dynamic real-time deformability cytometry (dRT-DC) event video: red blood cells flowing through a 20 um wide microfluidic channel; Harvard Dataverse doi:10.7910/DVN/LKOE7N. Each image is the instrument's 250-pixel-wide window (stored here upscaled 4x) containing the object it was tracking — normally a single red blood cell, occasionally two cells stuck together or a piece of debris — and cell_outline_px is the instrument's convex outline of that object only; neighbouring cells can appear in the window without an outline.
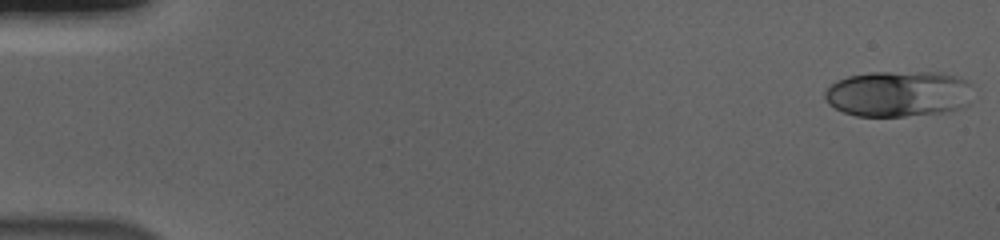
{"species": "human", "species_latin": "Homo sapiens", "temperature_condition": "cold", "stored_images_in_passage": 55, "camera_frame_rate_fps": 3000, "um_per_image_px": 0.085, "donor": {"sex": "male"}, "frame": {"image": 1, "passage_image": 1, "time_ms": 0.0, "image_size_px": [1000, 240], "cell_outline_px": [[968, 104], [964, 108], [948, 112], [904, 116], [856, 116], [844, 112], [828, 104], [824, 96], [824, 92], [836, 80], [848, 76], [868, 72], [940, 72], [960, 76], [968, 84]], "centroid_in_image_um": [76.34, 7.97], "position_along_channel_um": 8.7, "area_um2": 39.82}}
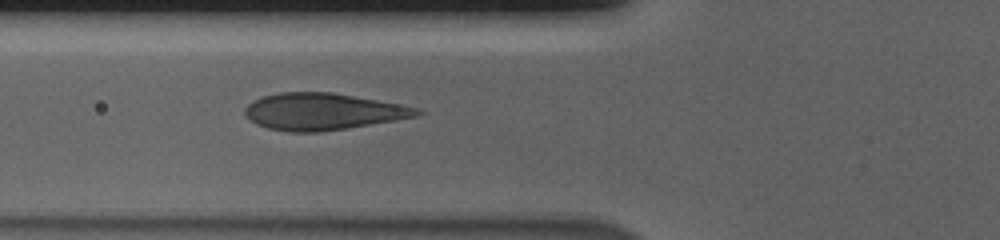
{"frame": {"image": 2, "passage_image": 21, "time_ms": 6.667, "image_size_px": [1000, 240], "cell_outline_px": [[424, 112], [416, 116], [396, 120], [348, 128], [320, 132], [288, 132], [268, 128], [256, 124], [244, 116], [244, 108], [252, 100], [264, 96], [280, 92], [332, 92], [400, 104], [416, 108]], "centroid_in_image_um": [27.39, 9.49], "position_along_channel_um": 98.4, "area_um2": 36.88}}
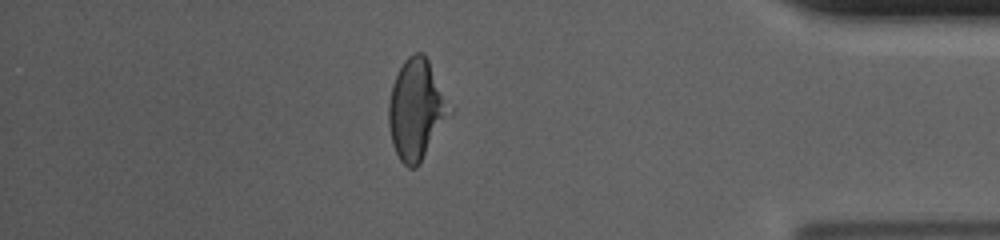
{"frame": {"image": 3, "passage_image": 48, "time_ms": 15.667, "image_size_px": [1000, 240], "cell_outline_px": [[452, 112], [420, 164], [416, 168], [408, 168], [400, 160], [392, 144], [388, 124], [388, 104], [392, 84], [404, 60], [412, 52], [424, 52], [452, 108]], "centroid_in_image_um": [35.38, 9.32], "position_along_channel_um": 399.8, "area_um2": 35.66}, "authors_computed_cell_mechanics": {"area_um2": 36.8764, "velocity_mm_per_s": 3.7131, "shape_relaxation_time_tau1_ms": 4.7244, "shape_relaxation_time_tau2_ms": null, "deformation_change_tau1": 0.1591, "deformation_change_tau2": null}}